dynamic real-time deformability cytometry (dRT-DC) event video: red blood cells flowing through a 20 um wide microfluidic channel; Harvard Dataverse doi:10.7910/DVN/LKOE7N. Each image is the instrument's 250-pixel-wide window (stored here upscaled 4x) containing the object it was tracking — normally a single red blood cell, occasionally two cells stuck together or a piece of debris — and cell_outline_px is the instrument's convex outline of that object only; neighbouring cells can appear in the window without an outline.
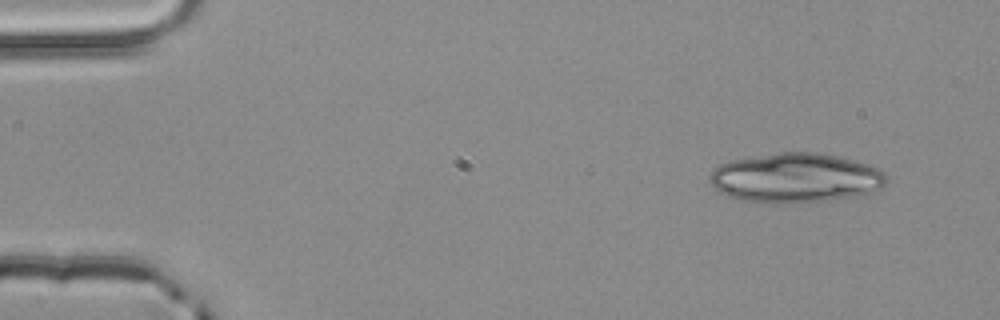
{"species": "common noctule bat (a hibernating species)", "species_latin": "Nyctalus noctula", "temperature_condition": "room temperature", "stored_images_in_passage": 3, "camera_frame_rate_fps": 3000, "um_per_image_px": 0.085, "animal": {"sex": "male", "body_mass_g": 20.4}, "frame": {"image": 1, "passage_image": 1, "time_ms": 0.0, "image_size_px": [1000, 320], "cell_outline_px": [[888, 184], [864, 196], [844, 200], [776, 204], [764, 204], [740, 200], [728, 196], [720, 192], [708, 180], [708, 176], [720, 164], [732, 160], [780, 152], [816, 152], [840, 156], [876, 168], [884, 172], [888, 176]], "centroid_in_image_um": [67.68, 15.16], "position_along_channel_um": 17.3, "area_um2": 51.9}}